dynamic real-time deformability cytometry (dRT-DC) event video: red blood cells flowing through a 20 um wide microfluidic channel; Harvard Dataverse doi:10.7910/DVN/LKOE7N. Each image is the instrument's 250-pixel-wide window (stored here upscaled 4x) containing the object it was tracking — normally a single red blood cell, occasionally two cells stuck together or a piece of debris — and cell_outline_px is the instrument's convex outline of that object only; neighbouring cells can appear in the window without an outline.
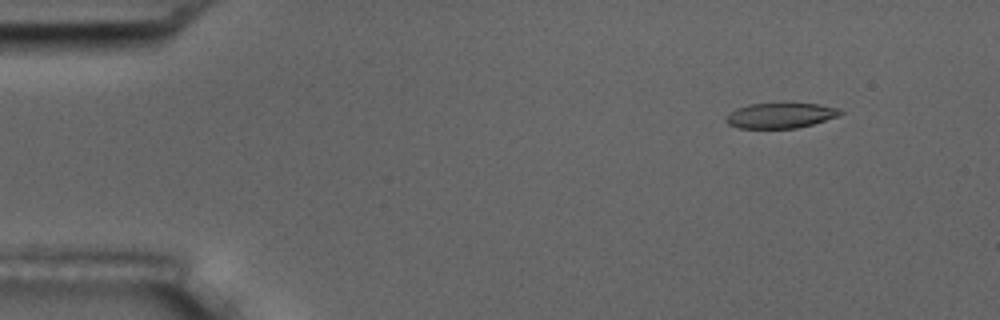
{"species": "common noctule bat (a hibernating species)", "species_latin": "Nyctalus noctula", "temperature_condition": "room temperature", "stored_images_in_passage": 3, "camera_frame_rate_fps": 3000, "um_per_image_px": 0.085, "animal": {"sex": "male", "body_mass_g": 17.5, "forearm_length_mm": 52.3}, "frame": {"image": 1, "passage_image": 1, "time_ms": 0.0, "image_size_px": [1000, 320], "cell_outline_px": [[844, 112], [836, 116], [812, 124], [796, 128], [740, 128], [728, 124], [724, 120], [736, 108], [748, 104], [784, 100], [820, 104], [836, 108]], "centroid_in_image_um": [66.32, 9.76], "position_along_channel_um": 18.7, "area_um2": 17.46}}